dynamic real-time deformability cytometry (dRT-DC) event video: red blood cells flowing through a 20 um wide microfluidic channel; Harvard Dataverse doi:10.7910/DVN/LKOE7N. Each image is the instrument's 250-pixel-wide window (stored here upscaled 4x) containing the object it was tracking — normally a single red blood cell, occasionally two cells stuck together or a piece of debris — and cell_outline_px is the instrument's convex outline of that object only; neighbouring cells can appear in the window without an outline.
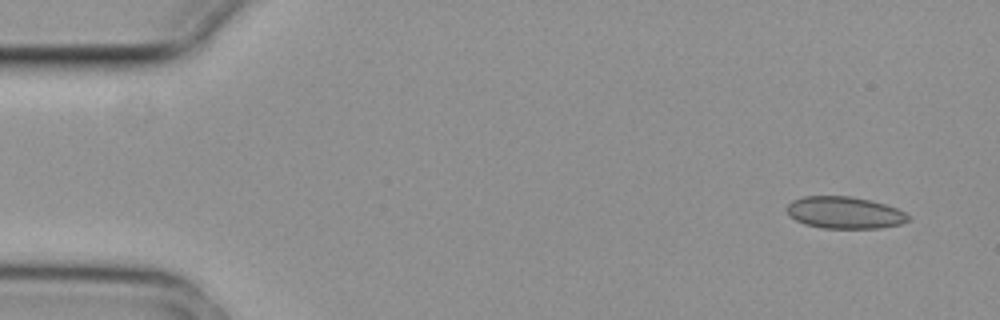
{"species": "common noctule bat (a hibernating species)", "species_latin": "Nyctalus noctula", "temperature_condition": "cold", "stored_images_in_passage": 5, "camera_frame_rate_fps": 3000, "um_per_image_px": 0.085, "animal": {"sex": "female", "body_mass_g": 29.2, "forearm_length_mm": 56.3}, "frame": {"image": 1, "passage_image": 1, "time_ms": 0.0, "image_size_px": [1000, 320], "cell_outline_px": [[912, 216], [908, 220], [900, 224], [880, 228], [820, 228], [804, 224], [796, 220], [788, 212], [788, 204], [792, 200], [804, 196], [852, 196], [872, 200], [896, 208]], "centroid_in_image_um": [71.81, 18.07], "position_along_channel_um": 13.2, "area_um2": 22.6}}